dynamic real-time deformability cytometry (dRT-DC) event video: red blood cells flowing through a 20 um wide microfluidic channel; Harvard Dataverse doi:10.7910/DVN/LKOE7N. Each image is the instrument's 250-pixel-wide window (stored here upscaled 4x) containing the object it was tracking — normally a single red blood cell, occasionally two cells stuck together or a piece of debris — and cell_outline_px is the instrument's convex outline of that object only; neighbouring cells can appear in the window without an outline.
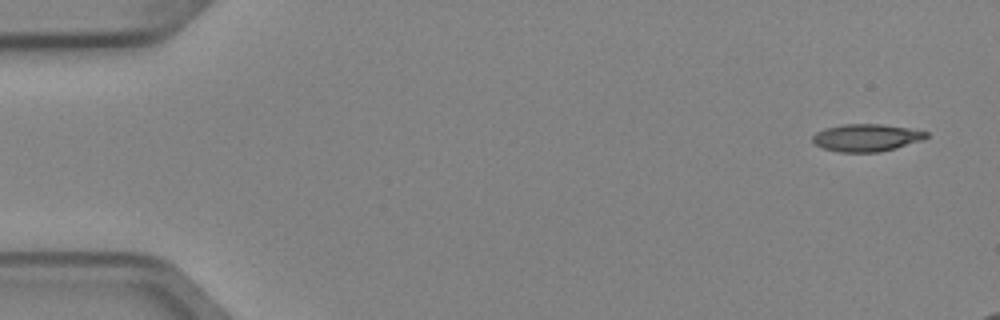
{"species": "Egyptian fruit bat (a non-hibernating species)", "species_latin": "Rousettus aegyptiacus", "temperature_condition": "cold", "stored_images_in_passage": 4, "camera_frame_rate_fps": 3000, "um_per_image_px": 0.085, "animal": {"sex": "female"}, "frame": {"image": 1, "passage_image": 1, "time_ms": 0.0, "image_size_px": [1000, 320], "cell_outline_px": [[928, 136], [924, 140], [896, 148], [880, 152], [840, 152], [824, 148], [816, 144], [812, 140], [812, 136], [816, 132], [824, 128], [844, 124], [880, 124], [908, 128], [928, 132]], "centroid_in_image_um": [73.66, 11.7], "position_along_channel_um": 11.3, "area_um2": 18.15}}